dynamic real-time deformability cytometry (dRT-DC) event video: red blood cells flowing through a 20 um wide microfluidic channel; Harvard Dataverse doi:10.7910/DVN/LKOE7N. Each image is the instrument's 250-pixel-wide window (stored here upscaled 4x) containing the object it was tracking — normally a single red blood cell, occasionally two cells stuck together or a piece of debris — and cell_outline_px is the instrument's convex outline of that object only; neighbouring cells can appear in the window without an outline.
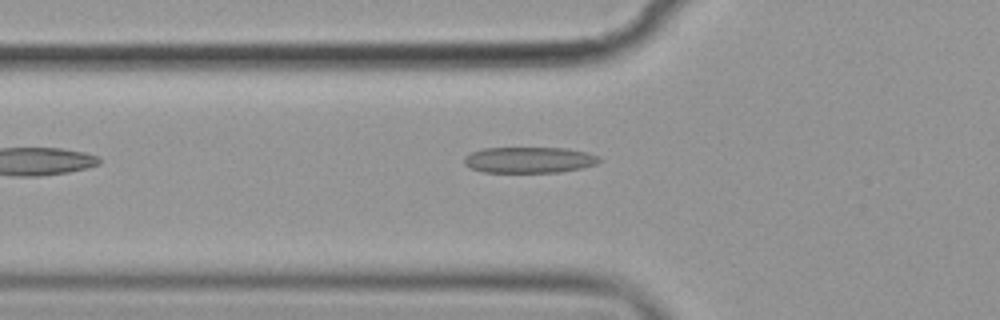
{"species": "common noctule bat (a hibernating species)", "species_latin": "Nyctalus noctula", "temperature_condition": "cold", "stored_images_in_passage": 39, "camera_frame_rate_fps": 3000, "um_per_image_px": 0.085, "animal": {"sex": "female", "body_mass_g": 19.9}, "frame": {"image": 1, "passage_image": 2, "time_ms": 0.333, "image_size_px": [1000, 320], "cell_outline_px": [[604, 160], [596, 164], [580, 168], [560, 172], [484, 172], [468, 168], [464, 164], [464, 156], [472, 152], [484, 148], [564, 148], [588, 152], [600, 156]], "centroid_in_image_um": [44.99, 13.59], "position_along_channel_um": 80.8, "area_um2": 20.63}}
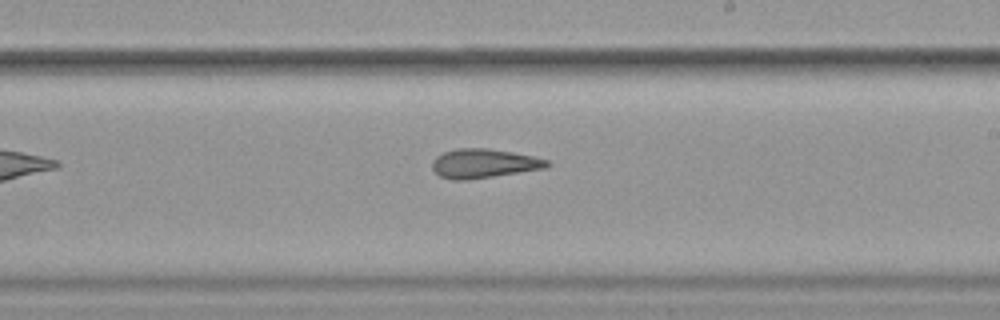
{"frame": {"image": 2, "passage_image": 16, "time_ms": 5.0, "image_size_px": [1000, 320], "cell_outline_px": [[552, 164], [548, 168], [468, 180], [452, 180], [440, 176], [432, 168], [432, 160], [436, 156], [444, 152], [456, 148], [488, 148], [512, 152], [532, 156], [548, 160]], "centroid_in_image_um": [41.13, 13.89], "position_along_channel_um": 247.9, "area_um2": 19.65}}
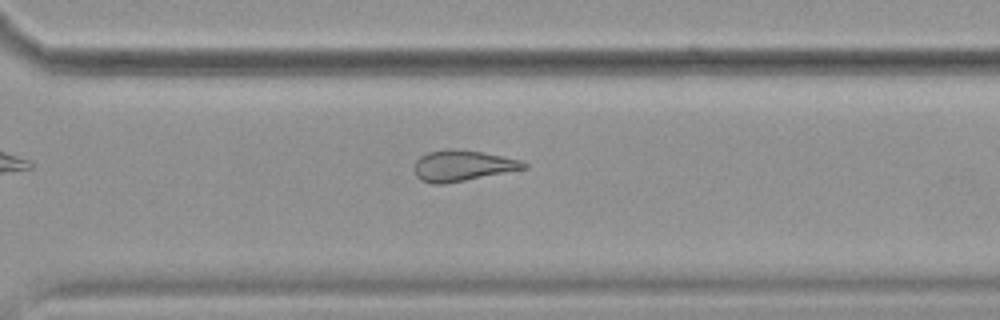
{"frame": {"image": 3, "passage_image": 23, "time_ms": 7.333, "image_size_px": [1000, 320], "cell_outline_px": [[528, 168], [444, 184], [432, 184], [420, 180], [416, 176], [412, 168], [416, 160], [420, 156], [428, 152], [448, 148], [480, 152], [520, 160], [528, 164]], "centroid_in_image_um": [39.25, 14.09], "position_along_channel_um": 331.4, "area_um2": 19.65}, "authors_computed_cell_mechanics": {"area_um2": 19.7676, "velocity_mm_per_s": 3.5746, "shape_relaxation_time_tau1_ms": 5.4519, "shape_relaxation_time_tau2_ms": 3.1703, "deformation_change_tau1": 0.1484, "deformation_change_tau2": 0.1308}}